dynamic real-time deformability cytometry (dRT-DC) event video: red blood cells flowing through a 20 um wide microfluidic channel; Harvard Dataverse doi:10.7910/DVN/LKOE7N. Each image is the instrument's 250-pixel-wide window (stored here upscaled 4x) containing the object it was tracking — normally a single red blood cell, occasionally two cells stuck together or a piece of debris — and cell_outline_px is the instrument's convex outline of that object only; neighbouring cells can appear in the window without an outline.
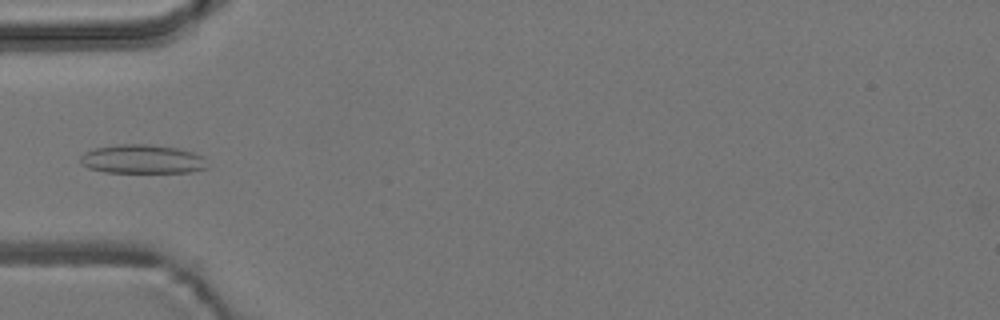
{"species": "common noctule bat (a hibernating species)", "species_latin": "Nyctalus noctula", "temperature_condition": "room temperature", "stored_images_in_passage": 6, "camera_frame_rate_fps": 3000, "um_per_image_px": 0.085, "animal": {"sex": "male", "body_mass_g": 19.2, "forearm_length_mm": 51.8}, "frame": {"image": 1, "passage_image": 6, "time_ms": 5.667, "image_size_px": [1000, 320], "cell_outline_px": [[208, 168], [188, 172], [104, 172], [88, 168], [80, 164], [80, 156], [84, 152], [96, 148], [120, 144], [148, 144], [176, 148], [192, 152], [204, 156]], "centroid_in_image_um": [12.08, 13.53], "position_along_channel_um": 72.9, "area_um2": 21.39}}